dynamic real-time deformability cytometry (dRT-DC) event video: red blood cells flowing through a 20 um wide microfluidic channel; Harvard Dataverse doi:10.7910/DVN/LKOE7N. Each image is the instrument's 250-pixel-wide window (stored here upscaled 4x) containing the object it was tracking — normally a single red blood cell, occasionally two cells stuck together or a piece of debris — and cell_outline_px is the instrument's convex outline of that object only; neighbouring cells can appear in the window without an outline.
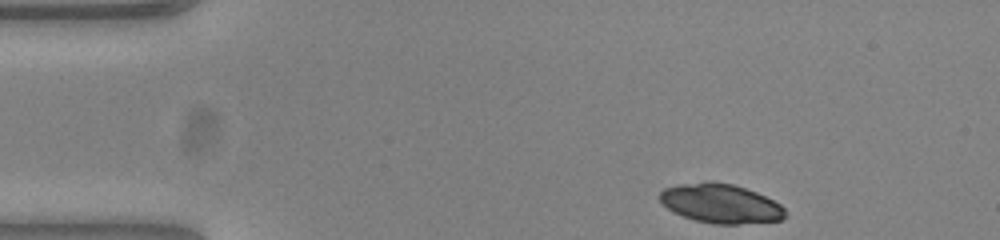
{"species": "common noctule bat (a hibernating species)", "species_latin": "Nyctalus noctula", "temperature_condition": "warm", "stored_images_in_passage": 46, "camera_frame_rate_fps": 3000, "um_per_image_px": 0.085, "animal": {"sex": "female", "body_mass_g": 23.0, "forearm_length_mm": 53.4}, "frame": {"image": 1, "passage_image": 1, "time_ms": 0.0, "image_size_px": [1000, 240], "cell_outline_px": [[788, 216], [780, 220], [736, 224], [712, 224], [696, 220], [684, 216], [668, 208], [660, 200], [660, 192], [664, 188], [680, 184], [732, 184], [756, 192], [780, 204], [784, 208]], "centroid_in_image_um": [61.3, 17.34], "position_along_channel_um": 23.7, "area_um2": 27.74}}
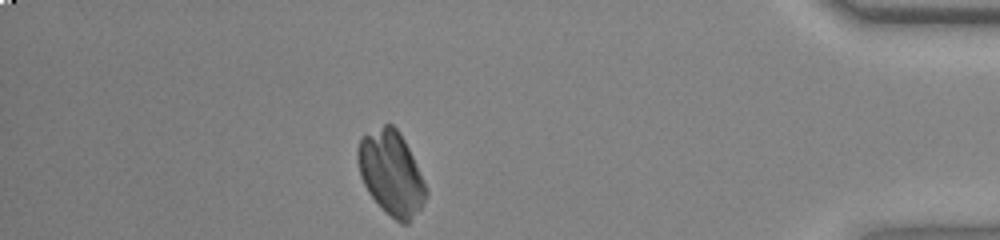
{"frame": {"image": 2, "passage_image": 40, "time_ms": 13.0, "image_size_px": [1000, 240], "cell_outline_px": [[428, 196], [420, 208], [408, 224], [400, 224], [368, 192], [360, 176], [356, 160], [356, 152], [360, 136], [384, 124], [392, 124], [400, 132], [428, 188]], "centroid_in_image_um": [33.24, 14.68], "position_along_channel_um": 402.0, "area_um2": 33.29}}